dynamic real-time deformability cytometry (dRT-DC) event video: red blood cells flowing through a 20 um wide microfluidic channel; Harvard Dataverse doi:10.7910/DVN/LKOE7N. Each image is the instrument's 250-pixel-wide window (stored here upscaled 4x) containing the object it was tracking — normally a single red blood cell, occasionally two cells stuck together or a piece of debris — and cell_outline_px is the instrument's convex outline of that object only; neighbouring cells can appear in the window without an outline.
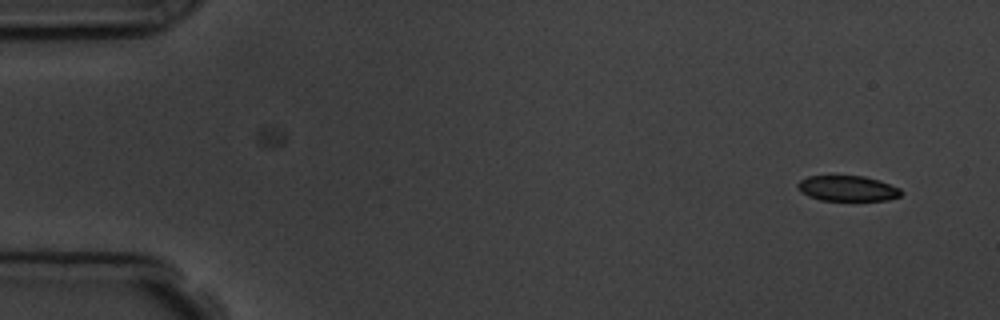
{"species": "common noctule bat (a hibernating species)", "species_latin": "Nyctalus noctula", "temperature_condition": "room temperature", "stored_images_in_passage": 5, "segment_of_instrument_passage": [1, 2], "camera_frame_rate_fps": 3000, "um_per_image_px": 0.085, "animal": {"sex": "male", "body_mass_g": 19.5, "forearm_length_mm": 54.6}, "frame": {"image": 1, "passage_image": 1, "time_ms": 0.0, "image_size_px": [1000, 320], "cell_outline_px": [[904, 192], [900, 196], [888, 200], [820, 200], [808, 196], [800, 192], [796, 184], [800, 180], [808, 176], [864, 176], [880, 180], [900, 188]], "centroid_in_image_um": [72.05, 16.01], "position_along_channel_um": 13.0, "area_um2": 15.43}}
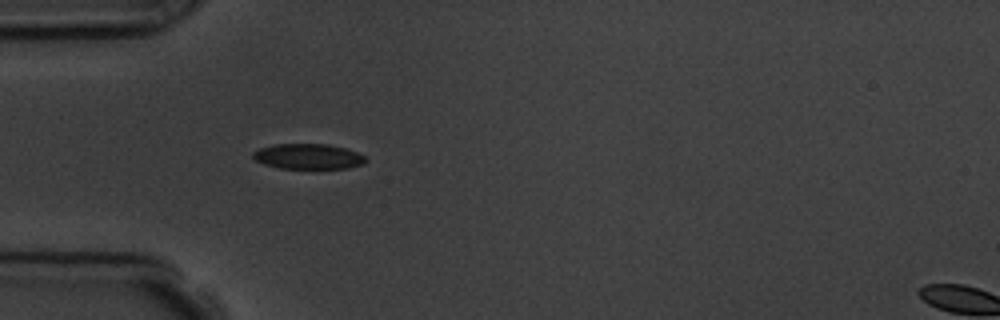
{"frame": {"image": 2, "passage_image": 4, "time_ms": 4.333, "image_size_px": [1000, 320], "cell_outline_px": [[368, 160], [364, 164], [348, 168], [280, 168], [264, 164], [256, 160], [252, 156], [252, 152], [260, 148], [276, 144], [328, 144], [344, 148], [356, 152], [364, 156]], "centroid_in_image_um": [26.2, 13.3], "position_along_channel_um": 58.8, "area_um2": 16.53}}